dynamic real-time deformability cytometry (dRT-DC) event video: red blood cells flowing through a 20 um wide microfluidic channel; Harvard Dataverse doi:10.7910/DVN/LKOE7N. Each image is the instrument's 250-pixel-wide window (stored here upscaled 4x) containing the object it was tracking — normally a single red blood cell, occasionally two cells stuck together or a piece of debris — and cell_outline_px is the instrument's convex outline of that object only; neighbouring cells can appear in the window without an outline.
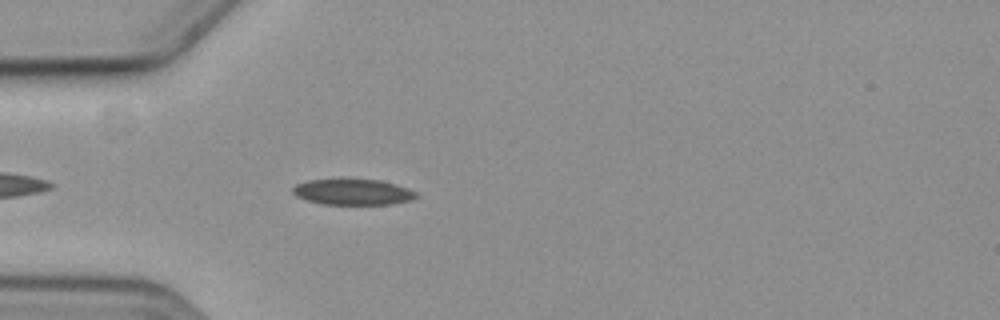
{"species": "common noctule bat (a hibernating species)", "species_latin": "Nyctalus noctula", "temperature_condition": "cold", "stored_images_in_passage": 4, "camera_frame_rate_fps": 3000, "um_per_image_px": 0.085, "animal": {"sex": "female", "body_mass_g": 19.3, "forearm_length_mm": 54.1}, "frame": {"image": 1, "passage_image": 4, "time_ms": 4.333, "image_size_px": [1000, 320], "cell_outline_px": [[420, 196], [412, 200], [392, 204], [320, 204], [296, 196], [292, 192], [292, 188], [296, 184], [308, 180], [380, 180], [396, 184], [408, 188], [416, 192]], "centroid_in_image_um": [30.03, 16.33], "position_along_channel_um": 55.0, "area_um2": 18.5}}